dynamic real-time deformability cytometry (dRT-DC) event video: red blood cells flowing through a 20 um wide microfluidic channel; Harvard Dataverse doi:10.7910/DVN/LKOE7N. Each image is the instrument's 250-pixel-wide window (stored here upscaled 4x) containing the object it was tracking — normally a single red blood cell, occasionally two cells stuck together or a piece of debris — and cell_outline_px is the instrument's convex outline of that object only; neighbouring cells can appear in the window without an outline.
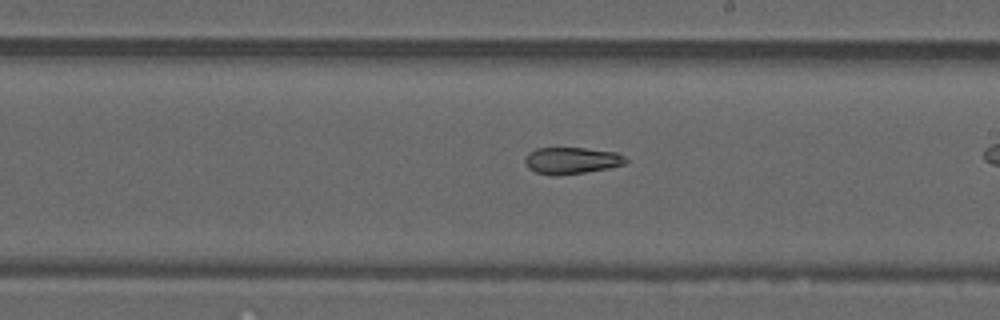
{"species": "common noctule bat (a hibernating species)", "species_latin": "Nyctalus noctula", "temperature_condition": "warm", "stored_images_in_passage": 25, "camera_frame_rate_fps": 3000, "um_per_image_px": 0.085, "animal": {"sex": "male", "forearm_length_mm": 52.5}, "frame": {"image": 1, "passage_image": 15, "time_ms": 4.667, "image_size_px": [1000, 320], "cell_outline_px": [[628, 164], [608, 168], [584, 172], [552, 176], [536, 172], [528, 168], [524, 160], [528, 152], [536, 148], [584, 148], [616, 152], [624, 156], [628, 160]], "centroid_in_image_um": [48.59, 13.64], "position_along_channel_um": 240.4, "area_um2": 15.72}}
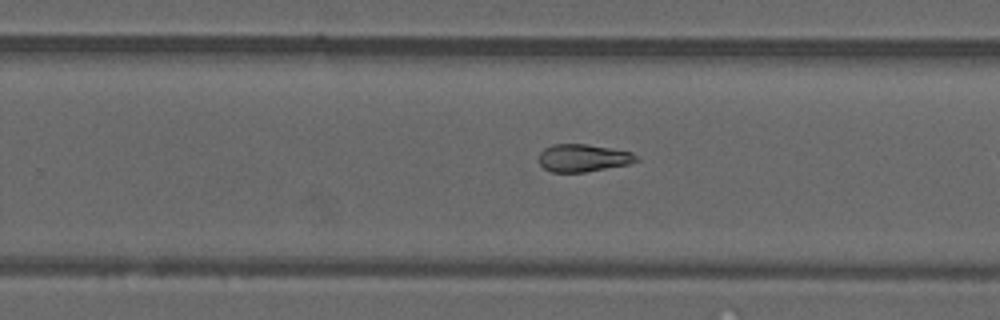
{"frame": {"image": 2, "passage_image": 18, "time_ms": 5.667, "image_size_px": [1000, 320], "cell_outline_px": [[640, 160], [628, 164], [584, 172], [552, 172], [544, 168], [540, 164], [540, 152], [544, 148], [552, 144], [584, 144], [632, 152]], "centroid_in_image_um": [49.55, 13.42], "position_along_channel_um": 280.3, "area_um2": 15.43}}